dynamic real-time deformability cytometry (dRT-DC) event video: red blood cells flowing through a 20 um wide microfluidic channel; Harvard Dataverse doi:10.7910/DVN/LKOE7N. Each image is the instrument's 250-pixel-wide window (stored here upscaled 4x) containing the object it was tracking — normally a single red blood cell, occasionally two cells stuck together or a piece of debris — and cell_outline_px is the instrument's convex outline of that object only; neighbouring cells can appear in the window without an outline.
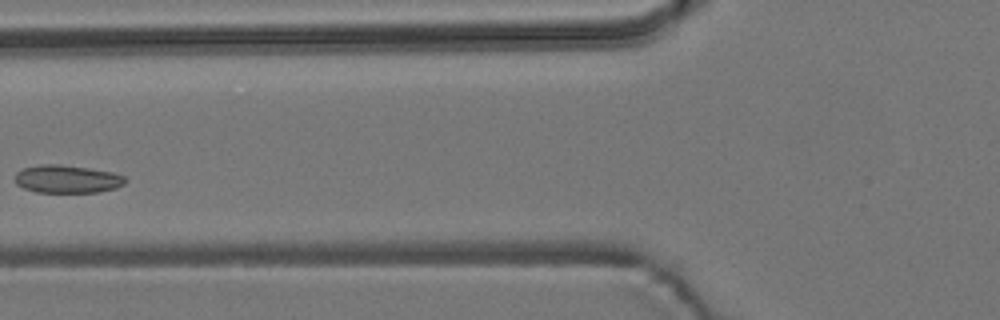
{"species": "common noctule bat (a hibernating species)", "species_latin": "Nyctalus noctula", "temperature_condition": "room temperature", "stored_images_in_passage": 7, "camera_frame_rate_fps": 3000, "um_per_image_px": 0.085, "animal": {"sex": "male", "body_mass_g": 19.2, "forearm_length_mm": 51.8}, "frame": {"image": 1, "passage_image": 6, "time_ms": 1.667, "image_size_px": [1000, 320], "cell_outline_px": [[128, 180], [124, 184], [116, 188], [96, 192], [36, 192], [24, 188], [16, 184], [16, 172], [24, 168], [40, 164], [60, 164], [88, 168], [112, 172], [124, 176]], "centroid_in_image_um": [5.72, 15.21], "position_along_channel_um": 120.1, "area_um2": 17.92}}
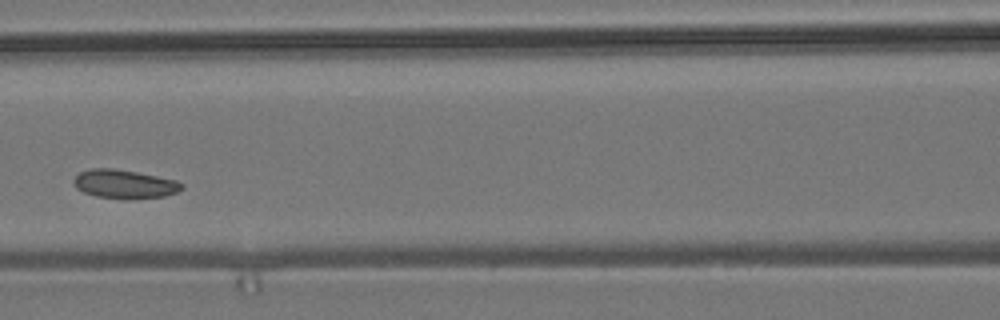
{"frame": {"image": 2, "passage_image": 7, "time_ms": 2.0, "image_size_px": [1000, 320], "cell_outline_px": [[184, 188], [176, 192], [164, 196], [128, 200], [96, 196], [84, 192], [76, 188], [72, 184], [72, 180], [80, 172], [92, 168], [112, 168], [136, 172], [176, 180], [184, 184]], "centroid_in_image_um": [10.56, 15.65], "position_along_channel_um": 156.0, "area_um2": 18.21}}